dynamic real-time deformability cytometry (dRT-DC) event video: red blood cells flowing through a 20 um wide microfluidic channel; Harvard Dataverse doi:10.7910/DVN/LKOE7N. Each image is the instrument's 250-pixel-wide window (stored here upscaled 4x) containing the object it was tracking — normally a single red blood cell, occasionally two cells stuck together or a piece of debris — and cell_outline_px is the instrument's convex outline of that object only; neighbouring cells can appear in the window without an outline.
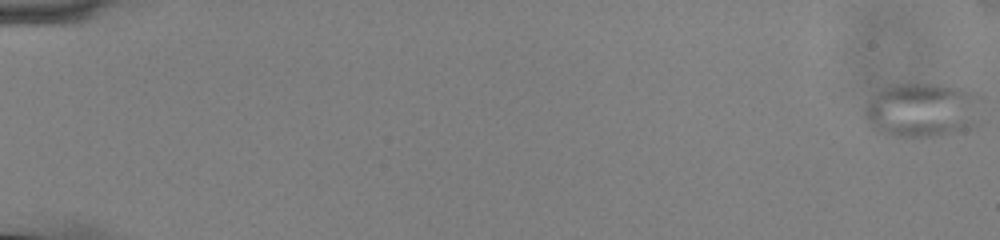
{"species": "common noctule bat (a hibernating species)", "species_latin": "Nyctalus noctula", "temperature_condition": "cold", "stored_images_in_passage": 52, "camera_frame_rate_fps": 3000, "um_per_image_px": 0.085, "animal": {"sex": "male", "body_mass_g": 13.0, "forearm_length_mm": 53.1}, "frame": {"image": 1, "passage_image": 1, "time_ms": 0.0, "image_size_px": [1000, 240], "cell_outline_px": [[984, 96], [972, 128], [940, 136], [892, 136], [876, 132], [872, 128], [864, 116], [864, 108], [868, 100], [876, 92], [888, 84], [936, 84], [964, 88], [976, 92]], "centroid_in_image_um": [78.38, 9.33], "position_along_channel_um": 6.6, "area_um2": 37.74}}
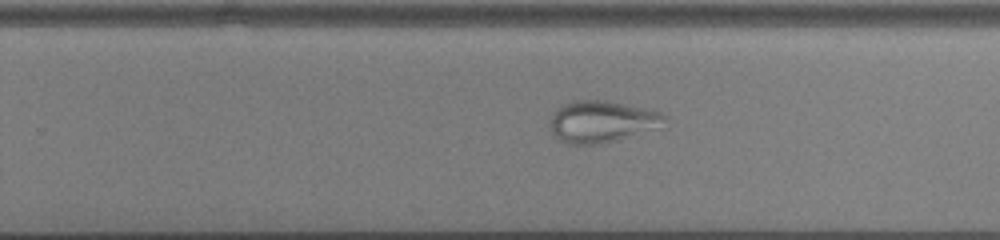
{"frame": {"image": 2, "passage_image": 38, "time_ms": 12.333, "image_size_px": [1000, 240], "cell_outline_px": [[668, 116], [652, 128], [616, 140], [600, 144], [568, 144], [552, 136], [548, 120], [556, 108], [564, 104], [576, 100], [608, 100], [628, 104], [660, 112]], "centroid_in_image_um": [51.02, 10.32], "position_along_channel_um": 278.8, "area_um2": 27.57}}
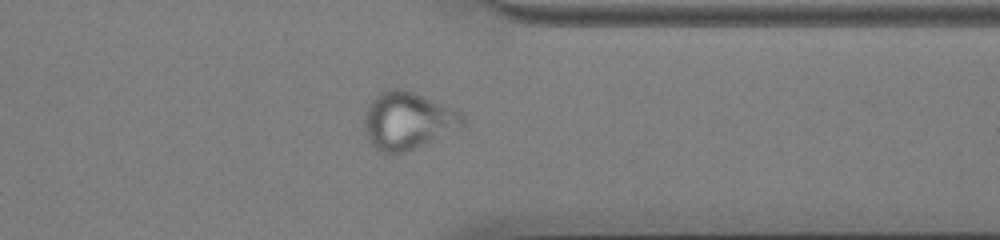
{"frame": {"image": 3, "passage_image": 46, "time_ms": 15.0, "image_size_px": [1000, 240], "cell_outline_px": [[468, 120], [464, 128], [404, 152], [380, 152], [372, 144], [364, 132], [364, 116], [368, 104], [380, 92], [388, 88], [400, 88], [412, 92], [452, 108], [460, 112]], "centroid_in_image_um": [34.68, 10.26], "position_along_channel_um": 376.7, "area_um2": 32.89}}